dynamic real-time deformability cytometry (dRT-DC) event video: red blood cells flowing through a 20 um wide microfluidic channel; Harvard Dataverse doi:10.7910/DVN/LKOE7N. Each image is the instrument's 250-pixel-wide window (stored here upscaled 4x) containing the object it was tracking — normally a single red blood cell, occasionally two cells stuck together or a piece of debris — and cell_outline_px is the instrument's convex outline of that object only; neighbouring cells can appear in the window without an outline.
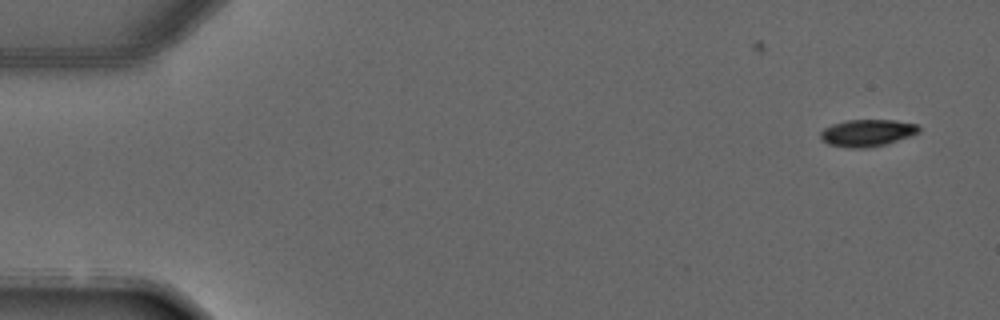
{"species": "common noctule bat (a hibernating species)", "species_latin": "Nyctalus noctula", "temperature_condition": "warm", "stored_images_in_passage": 4, "camera_frame_rate_fps": 3000, "um_per_image_px": 0.085, "animal": {"sex": "male", "forearm_length_mm": 52.5}, "frame": {"image": 1, "passage_image": 1, "time_ms": 0.0, "image_size_px": [1000, 320], "cell_outline_px": [[920, 132], [884, 144], [864, 148], [852, 148], [828, 144], [820, 136], [820, 132], [824, 128], [832, 124], [848, 120], [896, 120], [916, 124], [920, 128]], "centroid_in_image_um": [73.7, 11.28], "position_along_channel_um": 11.3, "area_um2": 15.2}}